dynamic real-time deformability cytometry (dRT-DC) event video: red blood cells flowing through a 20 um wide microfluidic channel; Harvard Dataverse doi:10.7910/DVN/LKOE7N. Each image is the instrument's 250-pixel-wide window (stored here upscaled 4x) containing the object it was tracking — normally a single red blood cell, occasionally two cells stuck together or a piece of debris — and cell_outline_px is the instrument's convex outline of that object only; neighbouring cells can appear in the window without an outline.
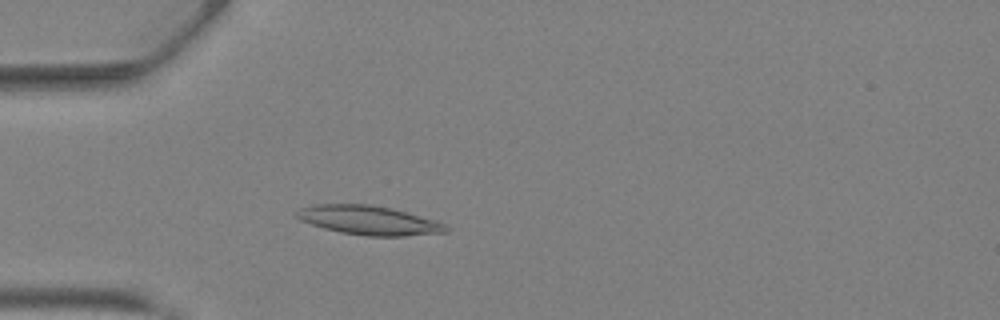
{"species": "Egyptian fruit bat (a non-hibernating species)", "species_latin": "Rousettus aegyptiacus", "temperature_condition": "warm", "stored_images_in_passage": 34, "camera_frame_rate_fps": 3000, "um_per_image_px": 0.085, "animal": {"sex": "female"}, "frame": {"image": 1, "passage_image": 5, "time_ms": 1.333, "image_size_px": [1000, 320], "cell_outline_px": [[448, 232], [404, 236], [364, 236], [340, 232], [324, 228], [300, 220], [296, 216], [296, 212], [300, 208], [312, 204], [368, 204], [392, 208], [432, 220], [444, 224], [448, 228]], "centroid_in_image_um": [31.3, 18.72], "position_along_channel_um": 53.7, "area_um2": 25.09}}
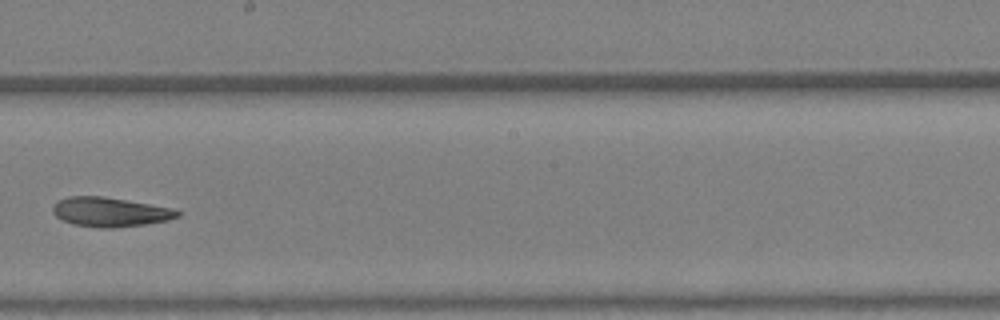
{"frame": {"image": 2, "passage_image": 17, "time_ms": 5.333, "image_size_px": [1000, 320], "cell_outline_px": [[180, 216], [168, 220], [144, 224], [112, 228], [104, 228], [72, 224], [56, 216], [52, 212], [52, 204], [56, 200], [68, 196], [104, 196], [172, 208], [180, 212]], "centroid_in_image_um": [9.31, 18.01], "position_along_channel_um": 238.9, "area_um2": 21.33}}
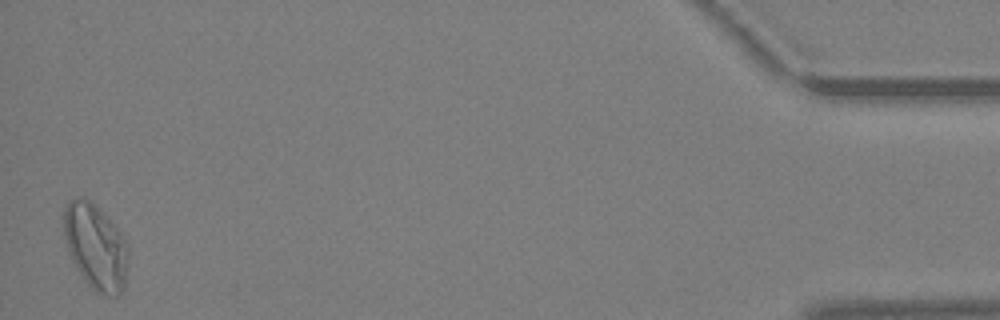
{"frame": {"image": 3, "passage_image": 34, "time_ms": 11.0, "image_size_px": [1000, 320], "cell_outline_px": [[128, 256], [124, 288], [120, 296], [108, 296], [96, 292], [84, 280], [76, 268], [68, 252], [64, 236], [64, 208], [68, 200], [76, 196], [84, 196], [100, 208], [124, 240], [128, 248]], "centroid_in_image_um": [8.1, 20.97], "position_along_channel_um": 427.1, "area_um2": 32.25}, "authors_computed_cell_mechanics": {"area_um2": 23.0911, "velocity_mm_per_s": 4.8916, "shape_relaxation_time_tau1_ms": null, "shape_relaxation_time_tau2_ms": 7.429, "deformation_change_tau1": null, "deformation_change_tau2": 0.1833}}